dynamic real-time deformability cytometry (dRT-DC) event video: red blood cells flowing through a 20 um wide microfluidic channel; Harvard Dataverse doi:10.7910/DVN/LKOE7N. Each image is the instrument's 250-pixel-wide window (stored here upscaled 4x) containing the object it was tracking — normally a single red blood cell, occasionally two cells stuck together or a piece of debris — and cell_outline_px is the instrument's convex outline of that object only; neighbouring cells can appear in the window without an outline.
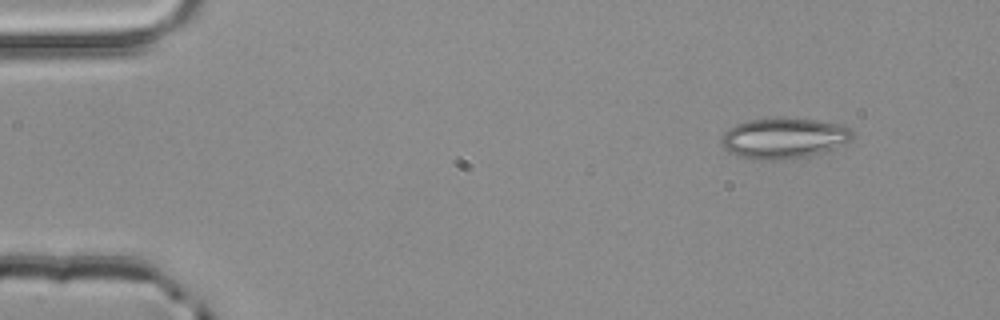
{"species": "common noctule bat (a hibernating species)", "species_latin": "Nyctalus noctula", "temperature_condition": "room temperature", "stored_images_in_passage": 2, "camera_frame_rate_fps": 3000, "um_per_image_px": 0.085, "animal": {"sex": "male", "body_mass_g": 20.4}, "frame": {"image": 1, "passage_image": 1, "time_ms": 0.0, "image_size_px": [1000, 320], "cell_outline_px": [[856, 136], [852, 140], [820, 152], [804, 156], [776, 160], [756, 160], [736, 156], [728, 152], [724, 148], [720, 140], [720, 136], [728, 128], [736, 124], [748, 120], [776, 116], [780, 116], [816, 120], [836, 124], [848, 128], [856, 132]], "centroid_in_image_um": [66.56, 11.72], "position_along_channel_um": 18.4, "area_um2": 31.39}}